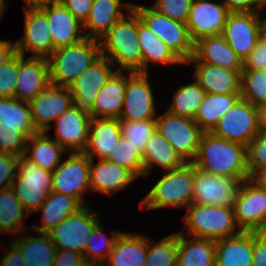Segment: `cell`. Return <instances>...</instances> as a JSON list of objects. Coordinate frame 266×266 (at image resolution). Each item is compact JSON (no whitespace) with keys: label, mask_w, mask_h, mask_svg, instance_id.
I'll list each match as a JSON object with an SVG mask.
<instances>
[{"label":"cell","mask_w":266,"mask_h":266,"mask_svg":"<svg viewBox=\"0 0 266 266\" xmlns=\"http://www.w3.org/2000/svg\"><path fill=\"white\" fill-rule=\"evenodd\" d=\"M100 56V42L92 38L55 49L47 58L50 84L68 87Z\"/></svg>","instance_id":"cell-4"},{"label":"cell","mask_w":266,"mask_h":266,"mask_svg":"<svg viewBox=\"0 0 266 266\" xmlns=\"http://www.w3.org/2000/svg\"><path fill=\"white\" fill-rule=\"evenodd\" d=\"M120 120L116 118H91L88 143L84 153L94 160L107 159L121 138Z\"/></svg>","instance_id":"cell-27"},{"label":"cell","mask_w":266,"mask_h":266,"mask_svg":"<svg viewBox=\"0 0 266 266\" xmlns=\"http://www.w3.org/2000/svg\"><path fill=\"white\" fill-rule=\"evenodd\" d=\"M262 34L266 37V18L262 19Z\"/></svg>","instance_id":"cell-63"},{"label":"cell","mask_w":266,"mask_h":266,"mask_svg":"<svg viewBox=\"0 0 266 266\" xmlns=\"http://www.w3.org/2000/svg\"><path fill=\"white\" fill-rule=\"evenodd\" d=\"M39 7L46 13L49 22L53 51L61 47L74 45L86 38L82 23L58 0Z\"/></svg>","instance_id":"cell-21"},{"label":"cell","mask_w":266,"mask_h":266,"mask_svg":"<svg viewBox=\"0 0 266 266\" xmlns=\"http://www.w3.org/2000/svg\"><path fill=\"white\" fill-rule=\"evenodd\" d=\"M265 6H266V1H265L264 4L260 7L261 9H259V10L263 11V10L265 9V8H264ZM262 8H263V10H262Z\"/></svg>","instance_id":"cell-64"},{"label":"cell","mask_w":266,"mask_h":266,"mask_svg":"<svg viewBox=\"0 0 266 266\" xmlns=\"http://www.w3.org/2000/svg\"><path fill=\"white\" fill-rule=\"evenodd\" d=\"M64 7H66L74 17L80 22L84 23L91 10L93 0H58Z\"/></svg>","instance_id":"cell-53"},{"label":"cell","mask_w":266,"mask_h":266,"mask_svg":"<svg viewBox=\"0 0 266 266\" xmlns=\"http://www.w3.org/2000/svg\"><path fill=\"white\" fill-rule=\"evenodd\" d=\"M115 71L113 64L101 55L68 86L74 104L88 110L99 90Z\"/></svg>","instance_id":"cell-20"},{"label":"cell","mask_w":266,"mask_h":266,"mask_svg":"<svg viewBox=\"0 0 266 266\" xmlns=\"http://www.w3.org/2000/svg\"><path fill=\"white\" fill-rule=\"evenodd\" d=\"M247 166L250 177L266 166V129L259 128L256 136L247 145Z\"/></svg>","instance_id":"cell-46"},{"label":"cell","mask_w":266,"mask_h":266,"mask_svg":"<svg viewBox=\"0 0 266 266\" xmlns=\"http://www.w3.org/2000/svg\"><path fill=\"white\" fill-rule=\"evenodd\" d=\"M259 128L266 129V102L257 106Z\"/></svg>","instance_id":"cell-59"},{"label":"cell","mask_w":266,"mask_h":266,"mask_svg":"<svg viewBox=\"0 0 266 266\" xmlns=\"http://www.w3.org/2000/svg\"><path fill=\"white\" fill-rule=\"evenodd\" d=\"M193 0H155L151 6L157 12L186 24Z\"/></svg>","instance_id":"cell-48"},{"label":"cell","mask_w":266,"mask_h":266,"mask_svg":"<svg viewBox=\"0 0 266 266\" xmlns=\"http://www.w3.org/2000/svg\"><path fill=\"white\" fill-rule=\"evenodd\" d=\"M10 251L5 253L1 258L0 265L1 266H25L23 261V256L20 249L11 241Z\"/></svg>","instance_id":"cell-55"},{"label":"cell","mask_w":266,"mask_h":266,"mask_svg":"<svg viewBox=\"0 0 266 266\" xmlns=\"http://www.w3.org/2000/svg\"><path fill=\"white\" fill-rule=\"evenodd\" d=\"M240 99V93L206 94L193 120L204 132H211Z\"/></svg>","instance_id":"cell-36"},{"label":"cell","mask_w":266,"mask_h":266,"mask_svg":"<svg viewBox=\"0 0 266 266\" xmlns=\"http://www.w3.org/2000/svg\"><path fill=\"white\" fill-rule=\"evenodd\" d=\"M178 232L177 266H215L216 240L184 237Z\"/></svg>","instance_id":"cell-34"},{"label":"cell","mask_w":266,"mask_h":266,"mask_svg":"<svg viewBox=\"0 0 266 266\" xmlns=\"http://www.w3.org/2000/svg\"><path fill=\"white\" fill-rule=\"evenodd\" d=\"M54 0H23L25 7H38Z\"/></svg>","instance_id":"cell-60"},{"label":"cell","mask_w":266,"mask_h":266,"mask_svg":"<svg viewBox=\"0 0 266 266\" xmlns=\"http://www.w3.org/2000/svg\"><path fill=\"white\" fill-rule=\"evenodd\" d=\"M266 69V37L262 34L250 54L242 62V70Z\"/></svg>","instance_id":"cell-50"},{"label":"cell","mask_w":266,"mask_h":266,"mask_svg":"<svg viewBox=\"0 0 266 266\" xmlns=\"http://www.w3.org/2000/svg\"><path fill=\"white\" fill-rule=\"evenodd\" d=\"M194 56L203 63L228 70H242V60L222 35L200 38L194 43Z\"/></svg>","instance_id":"cell-28"},{"label":"cell","mask_w":266,"mask_h":266,"mask_svg":"<svg viewBox=\"0 0 266 266\" xmlns=\"http://www.w3.org/2000/svg\"><path fill=\"white\" fill-rule=\"evenodd\" d=\"M195 65L194 79L206 94L240 93L241 70H228L200 62L194 55L185 63Z\"/></svg>","instance_id":"cell-23"},{"label":"cell","mask_w":266,"mask_h":266,"mask_svg":"<svg viewBox=\"0 0 266 266\" xmlns=\"http://www.w3.org/2000/svg\"><path fill=\"white\" fill-rule=\"evenodd\" d=\"M107 160L129 170L136 178L144 177L142 154L121 136L119 143L111 150Z\"/></svg>","instance_id":"cell-44"},{"label":"cell","mask_w":266,"mask_h":266,"mask_svg":"<svg viewBox=\"0 0 266 266\" xmlns=\"http://www.w3.org/2000/svg\"><path fill=\"white\" fill-rule=\"evenodd\" d=\"M253 256V232L216 240L215 266H251Z\"/></svg>","instance_id":"cell-29"},{"label":"cell","mask_w":266,"mask_h":266,"mask_svg":"<svg viewBox=\"0 0 266 266\" xmlns=\"http://www.w3.org/2000/svg\"><path fill=\"white\" fill-rule=\"evenodd\" d=\"M99 220L93 227L89 236L87 246L83 253L85 262L91 266H105L106 260L113 249L114 243L119 236V232H111L109 237L104 232V228Z\"/></svg>","instance_id":"cell-40"},{"label":"cell","mask_w":266,"mask_h":266,"mask_svg":"<svg viewBox=\"0 0 266 266\" xmlns=\"http://www.w3.org/2000/svg\"><path fill=\"white\" fill-rule=\"evenodd\" d=\"M262 232L266 235V228Z\"/></svg>","instance_id":"cell-65"},{"label":"cell","mask_w":266,"mask_h":266,"mask_svg":"<svg viewBox=\"0 0 266 266\" xmlns=\"http://www.w3.org/2000/svg\"><path fill=\"white\" fill-rule=\"evenodd\" d=\"M258 131L257 107L249 101L240 99L211 132L220 138L247 147Z\"/></svg>","instance_id":"cell-11"},{"label":"cell","mask_w":266,"mask_h":266,"mask_svg":"<svg viewBox=\"0 0 266 266\" xmlns=\"http://www.w3.org/2000/svg\"><path fill=\"white\" fill-rule=\"evenodd\" d=\"M18 75V53L0 66V97H14Z\"/></svg>","instance_id":"cell-49"},{"label":"cell","mask_w":266,"mask_h":266,"mask_svg":"<svg viewBox=\"0 0 266 266\" xmlns=\"http://www.w3.org/2000/svg\"><path fill=\"white\" fill-rule=\"evenodd\" d=\"M24 35L15 42L16 53L25 57L30 51L31 57L48 58L53 53L52 36L46 13L38 7H25Z\"/></svg>","instance_id":"cell-16"},{"label":"cell","mask_w":266,"mask_h":266,"mask_svg":"<svg viewBox=\"0 0 266 266\" xmlns=\"http://www.w3.org/2000/svg\"><path fill=\"white\" fill-rule=\"evenodd\" d=\"M122 0H93V4L86 21L82 24L86 38L99 40L117 21L130 11V2L123 4Z\"/></svg>","instance_id":"cell-26"},{"label":"cell","mask_w":266,"mask_h":266,"mask_svg":"<svg viewBox=\"0 0 266 266\" xmlns=\"http://www.w3.org/2000/svg\"><path fill=\"white\" fill-rule=\"evenodd\" d=\"M244 180L216 176L195 167V182L191 204L234 207Z\"/></svg>","instance_id":"cell-12"},{"label":"cell","mask_w":266,"mask_h":266,"mask_svg":"<svg viewBox=\"0 0 266 266\" xmlns=\"http://www.w3.org/2000/svg\"><path fill=\"white\" fill-rule=\"evenodd\" d=\"M240 94L256 107L266 102V70H241Z\"/></svg>","instance_id":"cell-43"},{"label":"cell","mask_w":266,"mask_h":266,"mask_svg":"<svg viewBox=\"0 0 266 266\" xmlns=\"http://www.w3.org/2000/svg\"><path fill=\"white\" fill-rule=\"evenodd\" d=\"M251 266H266V235L263 232H253Z\"/></svg>","instance_id":"cell-54"},{"label":"cell","mask_w":266,"mask_h":266,"mask_svg":"<svg viewBox=\"0 0 266 266\" xmlns=\"http://www.w3.org/2000/svg\"><path fill=\"white\" fill-rule=\"evenodd\" d=\"M141 22L157 35L185 64L194 55V42L186 24L175 21L152 7L130 3Z\"/></svg>","instance_id":"cell-6"},{"label":"cell","mask_w":266,"mask_h":266,"mask_svg":"<svg viewBox=\"0 0 266 266\" xmlns=\"http://www.w3.org/2000/svg\"><path fill=\"white\" fill-rule=\"evenodd\" d=\"M28 215L11 187L0 190V234H23Z\"/></svg>","instance_id":"cell-39"},{"label":"cell","mask_w":266,"mask_h":266,"mask_svg":"<svg viewBox=\"0 0 266 266\" xmlns=\"http://www.w3.org/2000/svg\"><path fill=\"white\" fill-rule=\"evenodd\" d=\"M192 163L216 176L250 179L247 147L220 138L212 132H203Z\"/></svg>","instance_id":"cell-1"},{"label":"cell","mask_w":266,"mask_h":266,"mask_svg":"<svg viewBox=\"0 0 266 266\" xmlns=\"http://www.w3.org/2000/svg\"><path fill=\"white\" fill-rule=\"evenodd\" d=\"M135 179L129 170L116 163L107 159L94 163L90 159V191L112 196Z\"/></svg>","instance_id":"cell-25"},{"label":"cell","mask_w":266,"mask_h":266,"mask_svg":"<svg viewBox=\"0 0 266 266\" xmlns=\"http://www.w3.org/2000/svg\"><path fill=\"white\" fill-rule=\"evenodd\" d=\"M262 35L260 10L252 12H230L222 36L228 45L243 60L254 49Z\"/></svg>","instance_id":"cell-14"},{"label":"cell","mask_w":266,"mask_h":266,"mask_svg":"<svg viewBox=\"0 0 266 266\" xmlns=\"http://www.w3.org/2000/svg\"><path fill=\"white\" fill-rule=\"evenodd\" d=\"M120 128L122 136L142 154L149 138L156 131V121L155 119L143 121L120 120Z\"/></svg>","instance_id":"cell-45"},{"label":"cell","mask_w":266,"mask_h":266,"mask_svg":"<svg viewBox=\"0 0 266 266\" xmlns=\"http://www.w3.org/2000/svg\"><path fill=\"white\" fill-rule=\"evenodd\" d=\"M229 13L224 2L193 0L186 22L191 40L195 43L205 36L222 35Z\"/></svg>","instance_id":"cell-19"},{"label":"cell","mask_w":266,"mask_h":266,"mask_svg":"<svg viewBox=\"0 0 266 266\" xmlns=\"http://www.w3.org/2000/svg\"><path fill=\"white\" fill-rule=\"evenodd\" d=\"M6 2V0H0V16L3 15V12L7 9L8 4Z\"/></svg>","instance_id":"cell-61"},{"label":"cell","mask_w":266,"mask_h":266,"mask_svg":"<svg viewBox=\"0 0 266 266\" xmlns=\"http://www.w3.org/2000/svg\"><path fill=\"white\" fill-rule=\"evenodd\" d=\"M144 177L151 173L154 165L165 171L181 167L185 161L172 145L156 130L149 138L142 153Z\"/></svg>","instance_id":"cell-33"},{"label":"cell","mask_w":266,"mask_h":266,"mask_svg":"<svg viewBox=\"0 0 266 266\" xmlns=\"http://www.w3.org/2000/svg\"><path fill=\"white\" fill-rule=\"evenodd\" d=\"M156 130L172 145L185 162H192L197 154L203 130L190 118L170 112L157 116Z\"/></svg>","instance_id":"cell-8"},{"label":"cell","mask_w":266,"mask_h":266,"mask_svg":"<svg viewBox=\"0 0 266 266\" xmlns=\"http://www.w3.org/2000/svg\"><path fill=\"white\" fill-rule=\"evenodd\" d=\"M147 238V257L144 266H177L178 232L165 236L151 245Z\"/></svg>","instance_id":"cell-42"},{"label":"cell","mask_w":266,"mask_h":266,"mask_svg":"<svg viewBox=\"0 0 266 266\" xmlns=\"http://www.w3.org/2000/svg\"><path fill=\"white\" fill-rule=\"evenodd\" d=\"M16 54L15 43L0 40V66L5 64Z\"/></svg>","instance_id":"cell-57"},{"label":"cell","mask_w":266,"mask_h":266,"mask_svg":"<svg viewBox=\"0 0 266 266\" xmlns=\"http://www.w3.org/2000/svg\"><path fill=\"white\" fill-rule=\"evenodd\" d=\"M99 39L101 55L116 70L142 73V52L138 43V15L131 9ZM118 66L120 68H118Z\"/></svg>","instance_id":"cell-2"},{"label":"cell","mask_w":266,"mask_h":266,"mask_svg":"<svg viewBox=\"0 0 266 266\" xmlns=\"http://www.w3.org/2000/svg\"><path fill=\"white\" fill-rule=\"evenodd\" d=\"M127 84V74L116 70L99 90L94 103L88 109L91 118H116L119 119Z\"/></svg>","instance_id":"cell-24"},{"label":"cell","mask_w":266,"mask_h":266,"mask_svg":"<svg viewBox=\"0 0 266 266\" xmlns=\"http://www.w3.org/2000/svg\"><path fill=\"white\" fill-rule=\"evenodd\" d=\"M206 92L194 79L193 83L180 86L173 95L168 112L190 119H194Z\"/></svg>","instance_id":"cell-41"},{"label":"cell","mask_w":266,"mask_h":266,"mask_svg":"<svg viewBox=\"0 0 266 266\" xmlns=\"http://www.w3.org/2000/svg\"><path fill=\"white\" fill-rule=\"evenodd\" d=\"M253 3H254V5L258 8V9H260V7L264 4V2L266 1V0H251Z\"/></svg>","instance_id":"cell-62"},{"label":"cell","mask_w":266,"mask_h":266,"mask_svg":"<svg viewBox=\"0 0 266 266\" xmlns=\"http://www.w3.org/2000/svg\"><path fill=\"white\" fill-rule=\"evenodd\" d=\"M138 43L142 52V73H149V62L161 65L184 64L138 16Z\"/></svg>","instance_id":"cell-35"},{"label":"cell","mask_w":266,"mask_h":266,"mask_svg":"<svg viewBox=\"0 0 266 266\" xmlns=\"http://www.w3.org/2000/svg\"><path fill=\"white\" fill-rule=\"evenodd\" d=\"M27 137L17 128L0 127V153L24 155Z\"/></svg>","instance_id":"cell-47"},{"label":"cell","mask_w":266,"mask_h":266,"mask_svg":"<svg viewBox=\"0 0 266 266\" xmlns=\"http://www.w3.org/2000/svg\"><path fill=\"white\" fill-rule=\"evenodd\" d=\"M50 84L49 64L44 57L18 54V75L14 98L30 102Z\"/></svg>","instance_id":"cell-22"},{"label":"cell","mask_w":266,"mask_h":266,"mask_svg":"<svg viewBox=\"0 0 266 266\" xmlns=\"http://www.w3.org/2000/svg\"><path fill=\"white\" fill-rule=\"evenodd\" d=\"M91 115L87 109L73 105L54 121V140L67 152H84L88 143Z\"/></svg>","instance_id":"cell-17"},{"label":"cell","mask_w":266,"mask_h":266,"mask_svg":"<svg viewBox=\"0 0 266 266\" xmlns=\"http://www.w3.org/2000/svg\"><path fill=\"white\" fill-rule=\"evenodd\" d=\"M52 179L51 171L35 165L24 155L19 156L11 188L28 214L36 212L46 200L52 191Z\"/></svg>","instance_id":"cell-7"},{"label":"cell","mask_w":266,"mask_h":266,"mask_svg":"<svg viewBox=\"0 0 266 266\" xmlns=\"http://www.w3.org/2000/svg\"><path fill=\"white\" fill-rule=\"evenodd\" d=\"M148 76L149 73L128 71L124 104L119 120L143 121L156 119L154 95Z\"/></svg>","instance_id":"cell-15"},{"label":"cell","mask_w":266,"mask_h":266,"mask_svg":"<svg viewBox=\"0 0 266 266\" xmlns=\"http://www.w3.org/2000/svg\"><path fill=\"white\" fill-rule=\"evenodd\" d=\"M233 208L241 231L262 232L266 228V190L251 179L243 181Z\"/></svg>","instance_id":"cell-13"},{"label":"cell","mask_w":266,"mask_h":266,"mask_svg":"<svg viewBox=\"0 0 266 266\" xmlns=\"http://www.w3.org/2000/svg\"><path fill=\"white\" fill-rule=\"evenodd\" d=\"M0 127L17 128L27 138L39 132L33 123L29 102L14 97H0Z\"/></svg>","instance_id":"cell-38"},{"label":"cell","mask_w":266,"mask_h":266,"mask_svg":"<svg viewBox=\"0 0 266 266\" xmlns=\"http://www.w3.org/2000/svg\"><path fill=\"white\" fill-rule=\"evenodd\" d=\"M146 257V236L120 232L106 261L107 266H144Z\"/></svg>","instance_id":"cell-31"},{"label":"cell","mask_w":266,"mask_h":266,"mask_svg":"<svg viewBox=\"0 0 266 266\" xmlns=\"http://www.w3.org/2000/svg\"><path fill=\"white\" fill-rule=\"evenodd\" d=\"M66 150L46 131H39L27 138L24 156L39 167L53 172L62 161ZM29 154V155H28Z\"/></svg>","instance_id":"cell-32"},{"label":"cell","mask_w":266,"mask_h":266,"mask_svg":"<svg viewBox=\"0 0 266 266\" xmlns=\"http://www.w3.org/2000/svg\"><path fill=\"white\" fill-rule=\"evenodd\" d=\"M16 237L11 241L20 249L25 266H53L56 247L48 233H39V237Z\"/></svg>","instance_id":"cell-37"},{"label":"cell","mask_w":266,"mask_h":266,"mask_svg":"<svg viewBox=\"0 0 266 266\" xmlns=\"http://www.w3.org/2000/svg\"><path fill=\"white\" fill-rule=\"evenodd\" d=\"M83 205L74 197L58 192H49L46 200L37 209L42 212L43 226L33 225L30 229L38 233H49L62 220L77 212Z\"/></svg>","instance_id":"cell-30"},{"label":"cell","mask_w":266,"mask_h":266,"mask_svg":"<svg viewBox=\"0 0 266 266\" xmlns=\"http://www.w3.org/2000/svg\"><path fill=\"white\" fill-rule=\"evenodd\" d=\"M250 179L254 181L259 187L266 190V166L258 169Z\"/></svg>","instance_id":"cell-58"},{"label":"cell","mask_w":266,"mask_h":266,"mask_svg":"<svg viewBox=\"0 0 266 266\" xmlns=\"http://www.w3.org/2000/svg\"><path fill=\"white\" fill-rule=\"evenodd\" d=\"M194 182L195 166L192 162L166 171L141 200L140 209L187 208L192 202Z\"/></svg>","instance_id":"cell-3"},{"label":"cell","mask_w":266,"mask_h":266,"mask_svg":"<svg viewBox=\"0 0 266 266\" xmlns=\"http://www.w3.org/2000/svg\"><path fill=\"white\" fill-rule=\"evenodd\" d=\"M53 266H87L83 254L67 249H56Z\"/></svg>","instance_id":"cell-52"},{"label":"cell","mask_w":266,"mask_h":266,"mask_svg":"<svg viewBox=\"0 0 266 266\" xmlns=\"http://www.w3.org/2000/svg\"><path fill=\"white\" fill-rule=\"evenodd\" d=\"M33 123L38 131H46L50 125L74 105L69 87L49 84L29 102Z\"/></svg>","instance_id":"cell-18"},{"label":"cell","mask_w":266,"mask_h":266,"mask_svg":"<svg viewBox=\"0 0 266 266\" xmlns=\"http://www.w3.org/2000/svg\"><path fill=\"white\" fill-rule=\"evenodd\" d=\"M19 156L0 153V190L10 188L16 177Z\"/></svg>","instance_id":"cell-51"},{"label":"cell","mask_w":266,"mask_h":266,"mask_svg":"<svg viewBox=\"0 0 266 266\" xmlns=\"http://www.w3.org/2000/svg\"><path fill=\"white\" fill-rule=\"evenodd\" d=\"M52 191L70 195L83 206L84 194L90 190V158L84 152H72L52 172Z\"/></svg>","instance_id":"cell-9"},{"label":"cell","mask_w":266,"mask_h":266,"mask_svg":"<svg viewBox=\"0 0 266 266\" xmlns=\"http://www.w3.org/2000/svg\"><path fill=\"white\" fill-rule=\"evenodd\" d=\"M88 205L62 220L48 235L56 249H67L84 253L99 215Z\"/></svg>","instance_id":"cell-10"},{"label":"cell","mask_w":266,"mask_h":266,"mask_svg":"<svg viewBox=\"0 0 266 266\" xmlns=\"http://www.w3.org/2000/svg\"><path fill=\"white\" fill-rule=\"evenodd\" d=\"M229 12H252L259 9L251 0H224Z\"/></svg>","instance_id":"cell-56"},{"label":"cell","mask_w":266,"mask_h":266,"mask_svg":"<svg viewBox=\"0 0 266 266\" xmlns=\"http://www.w3.org/2000/svg\"><path fill=\"white\" fill-rule=\"evenodd\" d=\"M187 209L183 219L189 237L218 240L241 232L233 207L190 204Z\"/></svg>","instance_id":"cell-5"}]
</instances>
